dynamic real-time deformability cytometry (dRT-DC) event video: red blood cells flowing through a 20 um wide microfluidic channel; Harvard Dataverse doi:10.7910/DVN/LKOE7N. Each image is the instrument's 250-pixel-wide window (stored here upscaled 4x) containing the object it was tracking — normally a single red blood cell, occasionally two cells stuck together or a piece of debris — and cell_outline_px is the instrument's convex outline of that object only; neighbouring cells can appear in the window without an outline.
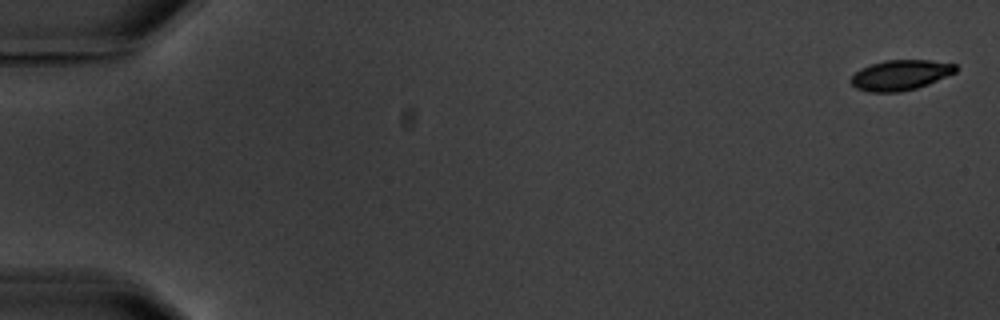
{"species": "common noctule bat (a hibernating species)", "species_latin": "Nyctalus noctula", "temperature_condition": "warm", "stored_images_in_passage": 5, "camera_frame_rate_fps": 3000, "um_per_image_px": 0.085, "animal": {"sex": "male", "body_mass_g": 20.1, "forearm_length_mm": 53.5}, "frame": {"image": 1, "passage_image": 1, "time_ms": 0.0, "image_size_px": [1000, 320], "cell_outline_px": [[956, 72], [928, 84], [916, 88], [900, 92], [868, 92], [856, 88], [848, 80], [860, 68], [884, 60], [932, 60], [956, 64]], "centroid_in_image_um": [76.51, 6.38], "position_along_channel_um": 8.5, "area_um2": 18.5}}
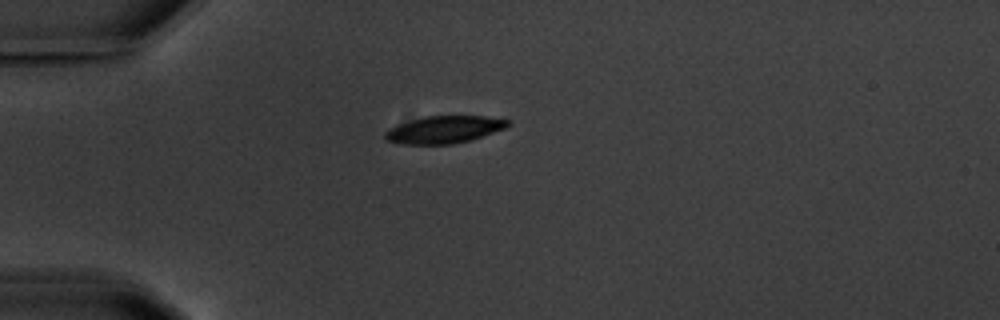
{"frame": {"image": 2, "passage_image": 5, "time_ms": 5.0, "image_size_px": [1000, 320], "cell_outline_px": [[512, 124], [504, 128], [468, 140], [452, 144], [404, 144], [388, 140], [384, 136], [384, 132], [388, 128], [396, 124], [424, 116], [484, 116], [512, 120]], "centroid_in_image_um": [37.73, 11.0], "position_along_channel_um": 47.3, "area_um2": 19.42}}